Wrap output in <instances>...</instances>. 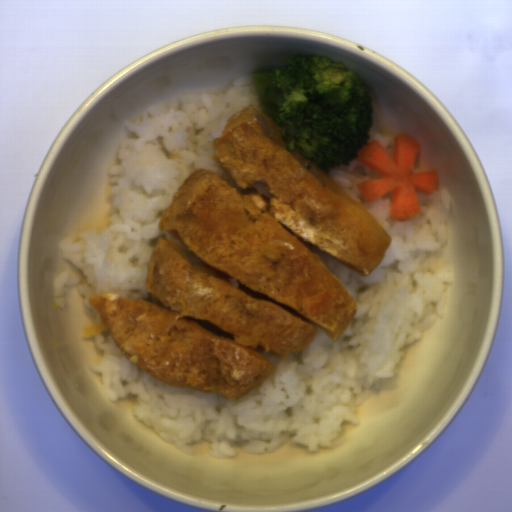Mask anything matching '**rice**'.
<instances>
[{
  "mask_svg": "<svg viewBox=\"0 0 512 512\" xmlns=\"http://www.w3.org/2000/svg\"><path fill=\"white\" fill-rule=\"evenodd\" d=\"M178 101L177 107H149L135 121H124L134 137L120 141L117 163L108 169L110 224L60 241L62 256L87 280L63 271L53 282L55 305L64 308L66 288H78L86 308L95 311L80 338L95 336L104 351L100 361L87 365L101 373L104 394L113 402L136 397L131 414L181 452L196 455L195 441L209 442L206 452L214 459L271 454L285 443L309 453L331 448L345 426L361 424L357 409L396 375L406 346L446 316L453 272L440 254L448 242L451 197L444 188L430 194L417 190L419 214L393 221L390 197L366 202L357 186L380 174L357 159L326 170L392 240L367 276L316 252L354 301L357 312L346 330L333 342L317 326L310 345L287 358L263 352L274 373L237 399L168 385L122 355L89 298L128 297L165 308L146 288L156 242L170 237L158 228L163 213L196 170L227 174L209 155L234 114L257 108L269 117L247 74L222 93H191Z\"/></svg>",
  "mask_w": 512,
  "mask_h": 512,
  "instance_id": "obj_1",
  "label": "rice"
}]
</instances>
